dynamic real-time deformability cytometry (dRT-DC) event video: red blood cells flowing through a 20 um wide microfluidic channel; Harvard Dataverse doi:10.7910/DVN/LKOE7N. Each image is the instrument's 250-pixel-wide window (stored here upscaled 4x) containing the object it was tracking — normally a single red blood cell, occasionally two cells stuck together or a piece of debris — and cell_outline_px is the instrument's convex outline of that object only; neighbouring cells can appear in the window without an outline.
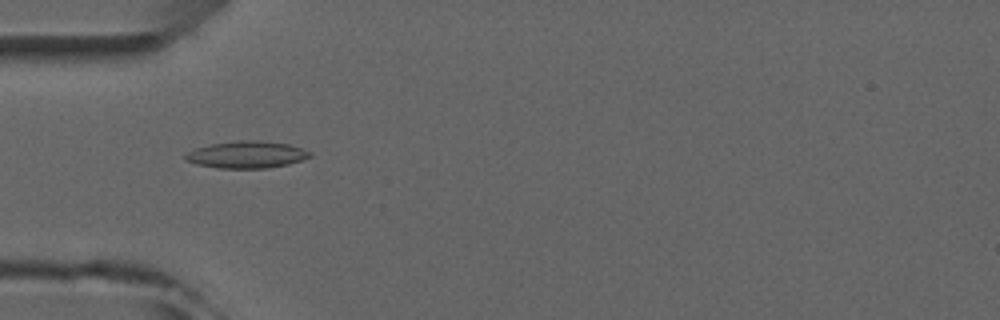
{"species": "common noctule bat (a hibernating species)", "species_latin": "Nyctalus noctula", "temperature_condition": "room temperature", "stored_images_in_passage": 8, "camera_frame_rate_fps": 3000, "um_per_image_px": 0.085, "animal": {"sex": "male", "forearm_length_mm": 52.5}, "frame": {"image": 1, "passage_image": 5, "time_ms": 4.667, "image_size_px": [1000, 320], "cell_outline_px": [[312, 156], [288, 164], [268, 168], [220, 168], [196, 164], [184, 160], [184, 156], [188, 152], [196, 148], [212, 144], [236, 140], [256, 140], [288, 144], [312, 152]], "centroid_in_image_um": [20.95, 13.14], "position_along_channel_um": 64.0, "area_um2": 19.48}}
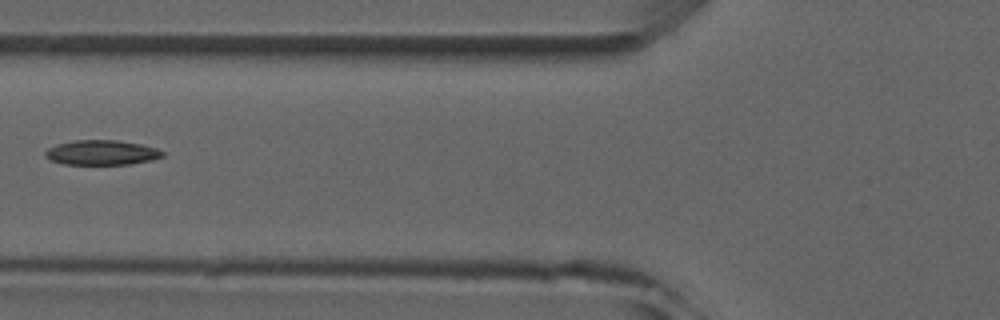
{"frame": {"image": 2, "passage_image": 6, "time_ms": 6.0, "image_size_px": [1000, 320], "cell_outline_px": [[164, 156], [152, 160], [128, 164], [64, 164], [52, 160], [44, 156], [44, 152], [48, 148], [56, 144], [76, 140], [116, 140], [140, 144], [156, 148], [164, 152]], "centroid_in_image_um": [8.63, 12.96], "position_along_channel_um": 117.2, "area_um2": 16.88}}
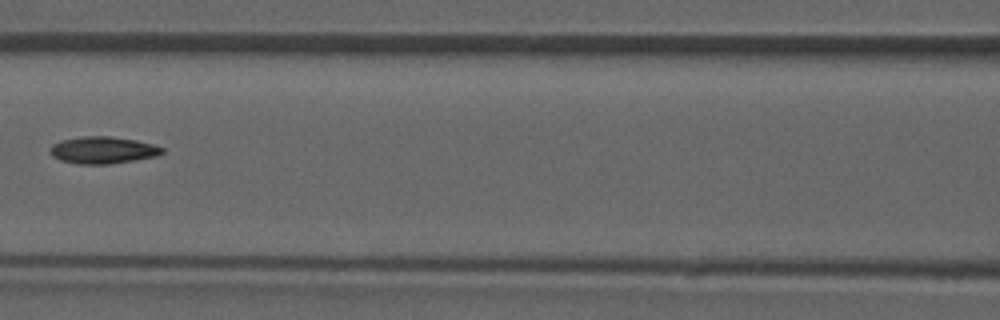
{"frame": {"image": 3, "passage_image": 7, "time_ms": 7.0, "image_size_px": [1000, 320], "cell_outline_px": [[164, 152], [156, 156], [108, 164], [80, 164], [60, 160], [52, 156], [48, 148], [52, 144], [60, 140], [84, 136], [108, 136], [136, 140], [152, 144], [164, 148]], "centroid_in_image_um": [8.7, 12.75], "position_along_channel_um": 157.9, "area_um2": 17.57}}